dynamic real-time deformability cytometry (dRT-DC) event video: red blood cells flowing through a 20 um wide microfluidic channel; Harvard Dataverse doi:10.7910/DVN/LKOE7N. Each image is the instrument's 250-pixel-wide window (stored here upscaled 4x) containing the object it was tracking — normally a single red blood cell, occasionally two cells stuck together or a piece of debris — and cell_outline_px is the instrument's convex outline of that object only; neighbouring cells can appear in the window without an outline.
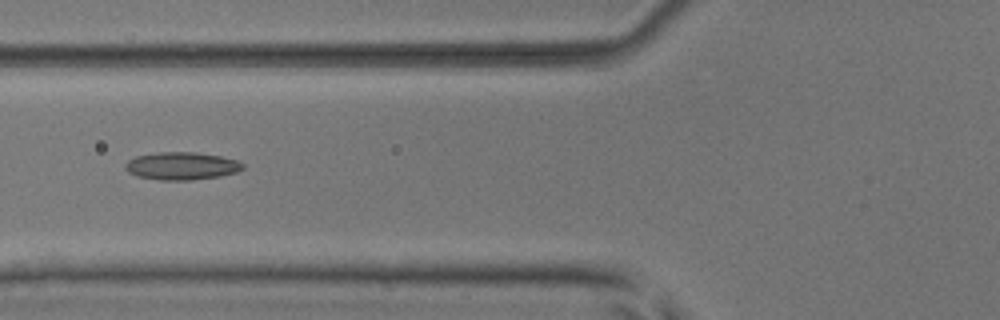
{"species": "common noctule bat (a hibernating species)", "species_latin": "Nyctalus noctula", "temperature_condition": "room temperature", "stored_images_in_passage": 5, "camera_frame_rate_fps": 3000, "um_per_image_px": 0.085, "animal": {"sex": "male", "body_mass_g": 17.9, "forearm_length_mm": 54.2}, "frame": {"image": 1, "passage_image": 5, "time_ms": 4.667, "image_size_px": [1000, 320], "cell_outline_px": [[244, 168], [236, 172], [220, 176], [192, 180], [160, 180], [136, 176], [128, 172], [124, 168], [124, 164], [128, 160], [136, 156], [160, 152], [196, 152], [220, 156], [236, 160], [244, 164]], "centroid_in_image_um": [15.42, 14.11], "position_along_channel_um": 110.4, "area_um2": 19.02}}